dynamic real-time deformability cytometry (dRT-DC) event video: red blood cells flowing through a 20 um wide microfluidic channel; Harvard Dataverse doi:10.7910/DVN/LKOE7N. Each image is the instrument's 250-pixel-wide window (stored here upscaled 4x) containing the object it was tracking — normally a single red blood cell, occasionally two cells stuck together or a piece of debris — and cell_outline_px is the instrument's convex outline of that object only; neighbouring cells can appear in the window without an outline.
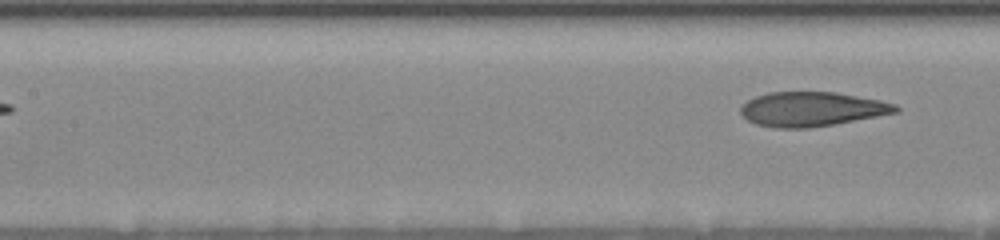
{"species": "human", "species_latin": "Homo sapiens", "temperature_condition": "room temperature", "stored_images_in_passage": 8, "segment_of_instrument_passage": [2, 2], "camera_frame_rate_fps": 3000, "um_per_image_px": 0.085, "donor": {"sex": "female"}, "frame": {"image": 1, "passage_image": 8, "time_ms": 7.333, "image_size_px": [1000, 240], "cell_outline_px": [[900, 112], [832, 124], [808, 128], [776, 128], [756, 124], [748, 120], [740, 112], [740, 108], [748, 100], [756, 96], [768, 92], [836, 92], [880, 100], [896, 104], [900, 108]], "centroid_in_image_um": [69.02, 9.27], "position_along_channel_um": 138.4, "area_um2": 30.98}}